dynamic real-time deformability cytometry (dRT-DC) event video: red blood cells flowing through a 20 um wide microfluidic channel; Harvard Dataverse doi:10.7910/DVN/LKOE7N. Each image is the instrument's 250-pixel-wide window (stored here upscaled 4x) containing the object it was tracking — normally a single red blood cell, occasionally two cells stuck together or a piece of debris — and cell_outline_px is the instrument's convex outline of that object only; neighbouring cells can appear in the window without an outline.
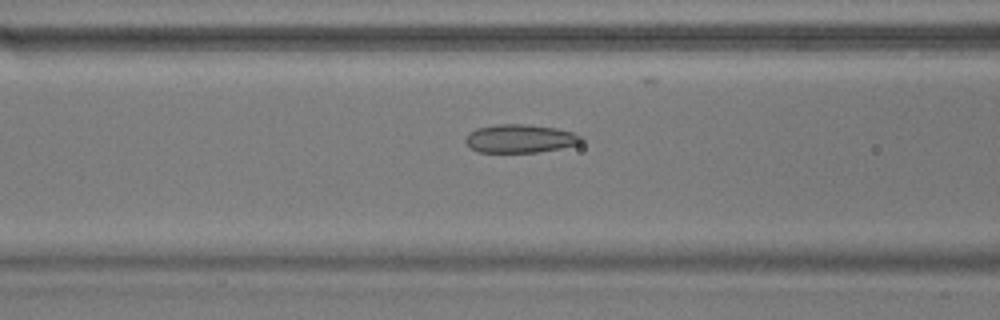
{"species": "common noctule bat (a hibernating species)", "species_latin": "Nyctalus noctula", "temperature_condition": "warm", "stored_images_in_passage": 37, "camera_frame_rate_fps": 3000, "um_per_image_px": 0.085, "animal": {"sex": "male", "body_mass_g": 17.9}, "frame": {"image": 1, "passage_image": 14, "time_ms": 4.333, "image_size_px": [1000, 320], "cell_outline_px": [[584, 140], [580, 144], [540, 152], [480, 152], [472, 148], [464, 140], [476, 128], [496, 124], [528, 124], [556, 128], [572, 132], [584, 136]], "centroid_in_image_um": [44.28, 11.77], "position_along_channel_um": 122.3, "area_um2": 19.13}}
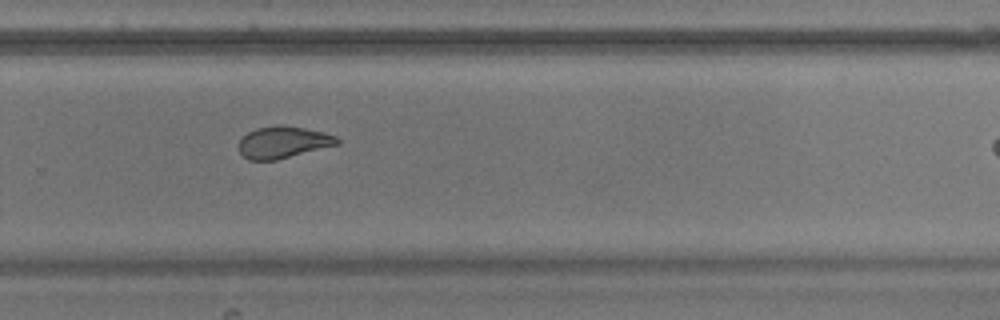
{"frame": {"image": 2, "passage_image": 29, "time_ms": 9.333, "image_size_px": [1000, 320], "cell_outline_px": [[340, 144], [276, 160], [248, 160], [240, 152], [240, 140], [248, 132], [256, 128], [276, 124], [280, 124], [304, 128], [324, 132], [336, 136], [340, 140]], "centroid_in_image_um": [24.09, 12.08], "position_along_channel_um": 305.7, "area_um2": 18.26}}
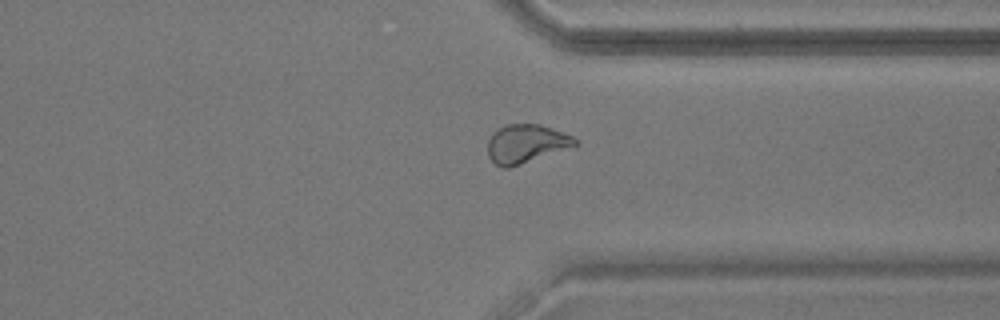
{"frame": {"image": 3, "passage_image": 34, "time_ms": 11.0, "image_size_px": [1000, 320], "cell_outline_px": [[580, 144], [508, 168], [500, 168], [488, 156], [488, 140], [500, 128], [508, 124], [540, 124], [552, 128], [572, 136], [580, 140]], "centroid_in_image_um": [44.74, 12.22], "position_along_channel_um": 366.7, "area_um2": 19.36}}